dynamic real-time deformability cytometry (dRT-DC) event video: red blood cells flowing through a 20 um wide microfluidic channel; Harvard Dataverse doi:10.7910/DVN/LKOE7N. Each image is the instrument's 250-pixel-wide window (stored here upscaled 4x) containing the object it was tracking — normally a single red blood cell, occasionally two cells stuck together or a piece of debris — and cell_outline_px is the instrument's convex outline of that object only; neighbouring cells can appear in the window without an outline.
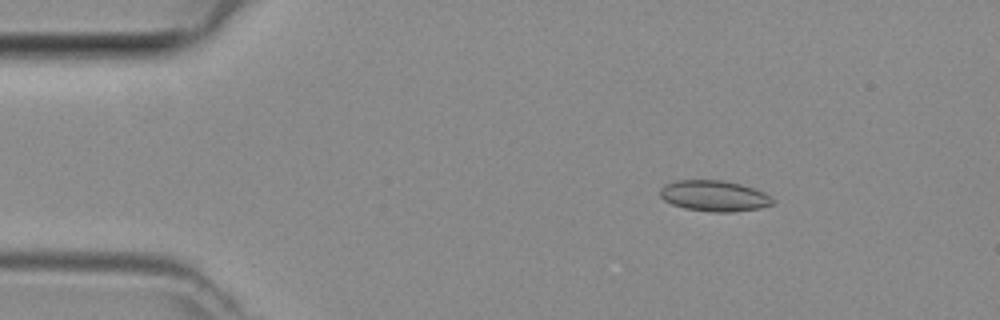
{"species": "common noctule bat (a hibernating species)", "species_latin": "Nyctalus noctula", "temperature_condition": "room temperature", "stored_images_in_passage": 6, "camera_frame_rate_fps": 3000, "um_per_image_px": 0.085, "animal": {"sex": "female", "body_mass_g": 29.2, "forearm_length_mm": 56.3}, "frame": {"image": 1, "passage_image": 2, "time_ms": 0.333, "image_size_px": [1000, 320], "cell_outline_px": [[776, 200], [772, 204], [760, 208], [732, 212], [712, 212], [684, 208], [672, 204], [664, 200], [660, 196], [660, 188], [664, 184], [676, 180], [724, 180], [740, 184], [764, 192], [772, 196]], "centroid_in_image_um": [60.71, 16.65], "position_along_channel_um": 24.3, "area_um2": 20.4}}
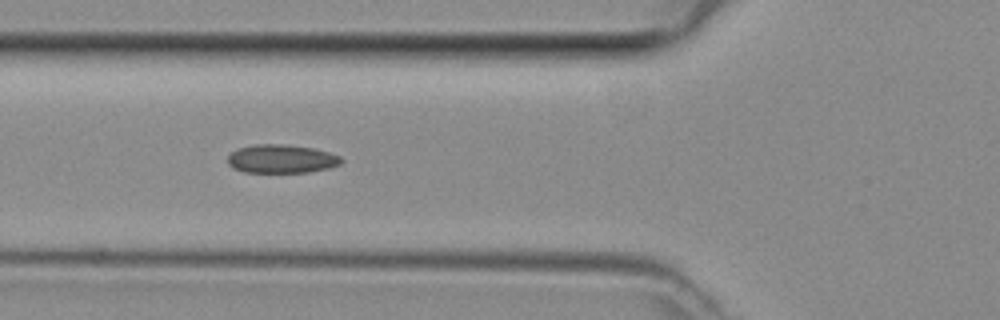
{"frame": {"image": 2, "passage_image": 5, "time_ms": 1.333, "image_size_px": [1000, 320], "cell_outline_px": [[344, 160], [340, 164], [328, 168], [308, 172], [244, 172], [232, 168], [228, 164], [228, 156], [236, 148], [256, 144], [284, 144], [312, 148], [328, 152], [340, 156]], "centroid_in_image_um": [23.9, 13.5], "position_along_channel_um": 101.9, "area_um2": 18.9}}
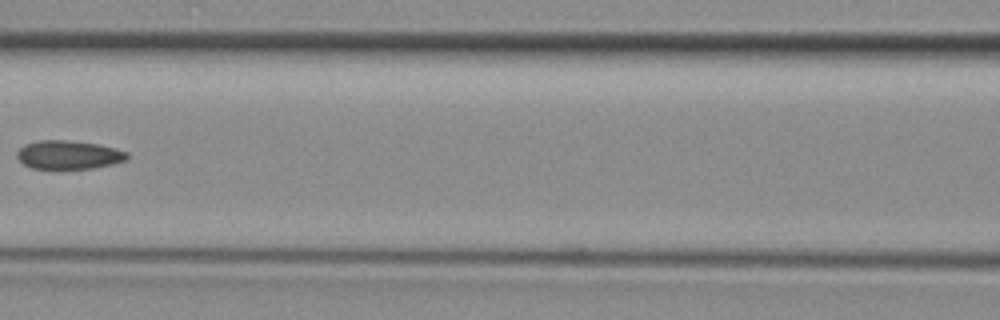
{"frame": {"image": 3, "passage_image": 6, "time_ms": 1.667, "image_size_px": [1000, 320], "cell_outline_px": [[128, 160], [112, 164], [92, 168], [32, 168], [24, 164], [16, 156], [16, 152], [24, 144], [36, 140], [64, 140], [96, 144], [128, 152]], "centroid_in_image_um": [5.81, 13.15], "position_along_channel_um": 160.8, "area_um2": 18.15}}